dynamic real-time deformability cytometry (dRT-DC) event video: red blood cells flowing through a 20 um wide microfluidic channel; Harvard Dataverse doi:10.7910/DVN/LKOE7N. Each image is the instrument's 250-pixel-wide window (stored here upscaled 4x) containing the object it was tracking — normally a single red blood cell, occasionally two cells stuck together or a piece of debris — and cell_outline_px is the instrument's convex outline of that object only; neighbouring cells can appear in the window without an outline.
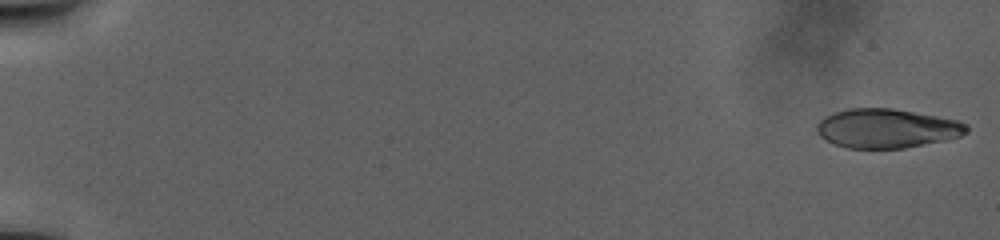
{"species": "human", "species_latin": "Homo sapiens", "temperature_condition": "warm", "stored_images_in_passage": 117, "camera_frame_rate_fps": 3000, "um_per_image_px": 0.085, "donor": {"sex": "male"}, "frame": {"image": 1, "passage_image": 3, "time_ms": 0.667, "image_size_px": [1000, 240], "cell_outline_px": [[968, 132], [960, 136], [948, 140], [904, 148], [848, 148], [832, 144], [820, 136], [816, 132], [816, 124], [824, 116], [848, 108], [892, 108], [936, 116], [956, 120], [968, 124]], "centroid_in_image_um": [75.36, 10.92], "position_along_channel_um": 9.6, "area_um2": 34.33}}
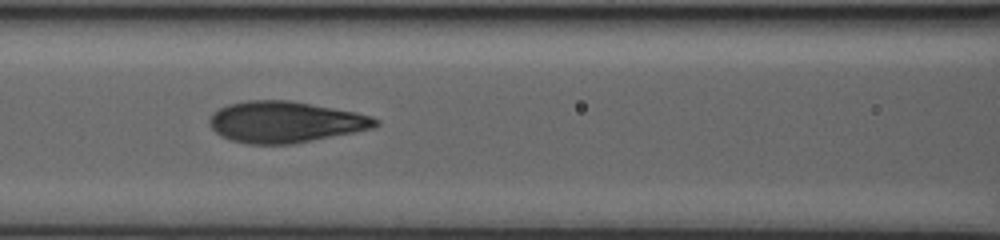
{"frame": {"image": 2, "passage_image": 68, "time_ms": 22.333, "image_size_px": [1000, 240], "cell_outline_px": [[380, 124], [376, 128], [356, 132], [292, 144], [248, 144], [232, 140], [220, 136], [208, 124], [208, 120], [212, 112], [228, 104], [248, 100], [288, 100], [356, 112], [372, 116], [380, 120]], "centroid_in_image_um": [24.26, 10.37], "position_along_channel_um": 142.3, "area_um2": 40.11}}
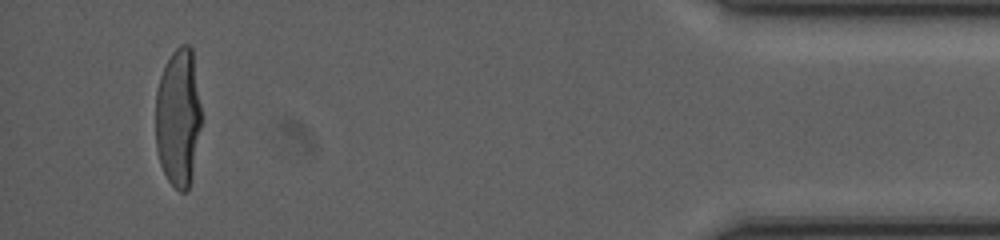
{"frame": {"image": 3, "passage_image": 114, "time_ms": 44.0, "image_size_px": [1000, 240], "cell_outline_px": [[200, 128], [188, 188], [184, 192], [180, 192], [168, 180], [160, 164], [156, 148], [156, 92], [160, 76], [172, 52], [180, 44], [188, 44], [192, 48], [200, 104]], "centroid_in_image_um": [15.13, 9.95], "position_along_channel_um": 420.1, "area_um2": 36.3}}